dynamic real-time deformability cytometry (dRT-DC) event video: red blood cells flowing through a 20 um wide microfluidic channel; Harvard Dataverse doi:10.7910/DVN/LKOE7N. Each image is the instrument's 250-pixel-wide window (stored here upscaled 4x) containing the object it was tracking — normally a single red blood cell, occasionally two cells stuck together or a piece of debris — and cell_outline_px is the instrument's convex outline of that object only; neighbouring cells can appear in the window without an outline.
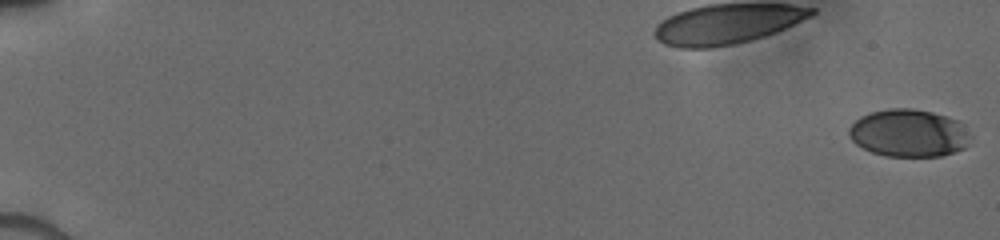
{"species": "human", "species_latin": "Homo sapiens", "temperature_condition": "cold", "stored_images_in_passage": 66, "camera_frame_rate_fps": 3000, "um_per_image_px": 0.085, "donor": {"sex": "male"}, "frame": {"image": 1, "passage_image": 1, "time_ms": 0.0, "image_size_px": [1000, 240], "cell_outline_px": [[972, 136], [968, 144], [964, 148], [940, 156], [884, 156], [872, 152], [856, 144], [848, 136], [848, 128], [860, 116], [868, 112], [888, 108], [912, 108], [932, 112], [956, 120]], "centroid_in_image_um": [77.2, 11.31], "position_along_channel_um": 7.8, "area_um2": 33.7}}
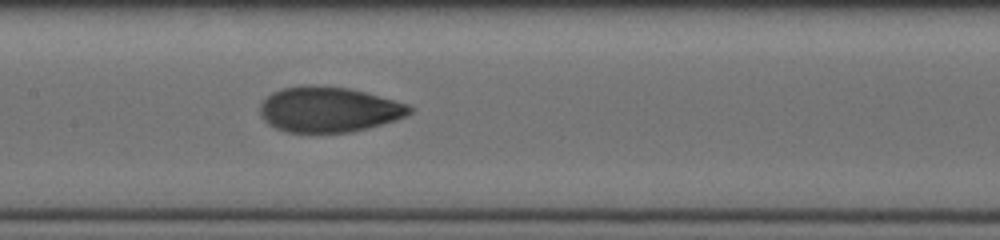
{"frame": {"image": 2, "passage_image": 48, "time_ms": 9.333, "image_size_px": [1000, 240], "cell_outline_px": [[412, 112], [408, 116], [396, 120], [368, 128], [352, 132], [288, 132], [276, 128], [268, 124], [260, 116], [260, 104], [272, 92], [284, 88], [304, 84], [308, 84], [348, 88], [364, 92], [408, 104], [412, 108]], "centroid_in_image_um": [27.94, 9.31], "position_along_channel_um": 179.5, "area_um2": 39.54}}
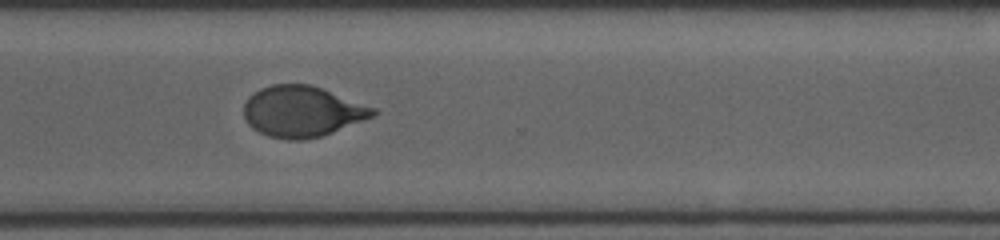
{"frame": {"image": 3, "passage_image": 65, "time_ms": 13.333, "image_size_px": [1000, 240], "cell_outline_px": [[380, 112], [372, 116], [332, 132], [320, 136], [304, 140], [288, 140], [268, 136], [252, 128], [248, 124], [244, 116], [244, 104], [248, 96], [260, 88], [272, 84], [312, 84], [324, 88], [376, 108]], "centroid_in_image_um": [25.67, 9.46], "position_along_channel_um": 344.9, "area_um2": 38.44}}